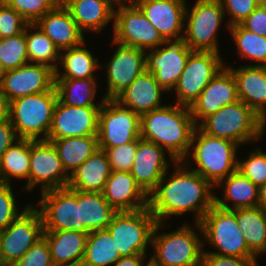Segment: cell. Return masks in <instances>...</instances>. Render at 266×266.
I'll use <instances>...</instances> for the list:
<instances>
[{
    "label": "cell",
    "mask_w": 266,
    "mask_h": 266,
    "mask_svg": "<svg viewBox=\"0 0 266 266\" xmlns=\"http://www.w3.org/2000/svg\"><path fill=\"white\" fill-rule=\"evenodd\" d=\"M175 172L169 178L166 172L148 195V208L157 222L166 223L170 216L194 212L195 223L215 204L214 186L199 173L191 170L188 159L176 161Z\"/></svg>",
    "instance_id": "cell-1"
},
{
    "label": "cell",
    "mask_w": 266,
    "mask_h": 266,
    "mask_svg": "<svg viewBox=\"0 0 266 266\" xmlns=\"http://www.w3.org/2000/svg\"><path fill=\"white\" fill-rule=\"evenodd\" d=\"M196 127L190 108L177 103L140 116V138L161 146L172 164L187 159Z\"/></svg>",
    "instance_id": "cell-2"
},
{
    "label": "cell",
    "mask_w": 266,
    "mask_h": 266,
    "mask_svg": "<svg viewBox=\"0 0 266 266\" xmlns=\"http://www.w3.org/2000/svg\"><path fill=\"white\" fill-rule=\"evenodd\" d=\"M197 127L207 135L238 145L257 142L264 133L263 119L241 100L220 108Z\"/></svg>",
    "instance_id": "cell-3"
},
{
    "label": "cell",
    "mask_w": 266,
    "mask_h": 266,
    "mask_svg": "<svg viewBox=\"0 0 266 266\" xmlns=\"http://www.w3.org/2000/svg\"><path fill=\"white\" fill-rule=\"evenodd\" d=\"M194 146V147H193ZM240 145L202 132L196 127L192 141V148L187 158H191L197 165L192 168L214 187L231 173L237 170V149Z\"/></svg>",
    "instance_id": "cell-4"
},
{
    "label": "cell",
    "mask_w": 266,
    "mask_h": 266,
    "mask_svg": "<svg viewBox=\"0 0 266 266\" xmlns=\"http://www.w3.org/2000/svg\"><path fill=\"white\" fill-rule=\"evenodd\" d=\"M164 224L157 222L154 227L151 239L154 253L149 262L154 266H200L204 244L194 228L185 223L176 231L160 234Z\"/></svg>",
    "instance_id": "cell-5"
},
{
    "label": "cell",
    "mask_w": 266,
    "mask_h": 266,
    "mask_svg": "<svg viewBox=\"0 0 266 266\" xmlns=\"http://www.w3.org/2000/svg\"><path fill=\"white\" fill-rule=\"evenodd\" d=\"M195 227L201 238L218 252L203 250V253H213L222 256L242 258H257L247 246L244 233L240 230L236 210H225L215 204L205 213L200 223Z\"/></svg>",
    "instance_id": "cell-6"
},
{
    "label": "cell",
    "mask_w": 266,
    "mask_h": 266,
    "mask_svg": "<svg viewBox=\"0 0 266 266\" xmlns=\"http://www.w3.org/2000/svg\"><path fill=\"white\" fill-rule=\"evenodd\" d=\"M57 100L54 87L52 90L27 95L10 102L9 120L19 139H47Z\"/></svg>",
    "instance_id": "cell-7"
},
{
    "label": "cell",
    "mask_w": 266,
    "mask_h": 266,
    "mask_svg": "<svg viewBox=\"0 0 266 266\" xmlns=\"http://www.w3.org/2000/svg\"><path fill=\"white\" fill-rule=\"evenodd\" d=\"M224 17L225 12L219 0H196L191 10L186 7L182 40L192 51L220 54L217 33Z\"/></svg>",
    "instance_id": "cell-8"
},
{
    "label": "cell",
    "mask_w": 266,
    "mask_h": 266,
    "mask_svg": "<svg viewBox=\"0 0 266 266\" xmlns=\"http://www.w3.org/2000/svg\"><path fill=\"white\" fill-rule=\"evenodd\" d=\"M157 221L150 209L118 212L106 228L121 257L147 254V246Z\"/></svg>",
    "instance_id": "cell-9"
},
{
    "label": "cell",
    "mask_w": 266,
    "mask_h": 266,
    "mask_svg": "<svg viewBox=\"0 0 266 266\" xmlns=\"http://www.w3.org/2000/svg\"><path fill=\"white\" fill-rule=\"evenodd\" d=\"M117 1L114 8L113 41L115 43L149 51L161 46L165 40L132 1Z\"/></svg>",
    "instance_id": "cell-10"
},
{
    "label": "cell",
    "mask_w": 266,
    "mask_h": 266,
    "mask_svg": "<svg viewBox=\"0 0 266 266\" xmlns=\"http://www.w3.org/2000/svg\"><path fill=\"white\" fill-rule=\"evenodd\" d=\"M43 221L32 204L6 229L0 231V265L12 266L43 237Z\"/></svg>",
    "instance_id": "cell-11"
},
{
    "label": "cell",
    "mask_w": 266,
    "mask_h": 266,
    "mask_svg": "<svg viewBox=\"0 0 266 266\" xmlns=\"http://www.w3.org/2000/svg\"><path fill=\"white\" fill-rule=\"evenodd\" d=\"M224 66L218 53L192 51L173 90L177 104L190 107Z\"/></svg>",
    "instance_id": "cell-12"
},
{
    "label": "cell",
    "mask_w": 266,
    "mask_h": 266,
    "mask_svg": "<svg viewBox=\"0 0 266 266\" xmlns=\"http://www.w3.org/2000/svg\"><path fill=\"white\" fill-rule=\"evenodd\" d=\"M98 147L113 148L140 138V115L115 100L103 102L99 112Z\"/></svg>",
    "instance_id": "cell-13"
},
{
    "label": "cell",
    "mask_w": 266,
    "mask_h": 266,
    "mask_svg": "<svg viewBox=\"0 0 266 266\" xmlns=\"http://www.w3.org/2000/svg\"><path fill=\"white\" fill-rule=\"evenodd\" d=\"M38 208L44 231L75 230L89 233L79 222L77 190L68 187L42 192Z\"/></svg>",
    "instance_id": "cell-14"
},
{
    "label": "cell",
    "mask_w": 266,
    "mask_h": 266,
    "mask_svg": "<svg viewBox=\"0 0 266 266\" xmlns=\"http://www.w3.org/2000/svg\"><path fill=\"white\" fill-rule=\"evenodd\" d=\"M29 192L38 184L41 193L68 186L70 176L65 171L58 151L47 140H30Z\"/></svg>",
    "instance_id": "cell-15"
},
{
    "label": "cell",
    "mask_w": 266,
    "mask_h": 266,
    "mask_svg": "<svg viewBox=\"0 0 266 266\" xmlns=\"http://www.w3.org/2000/svg\"><path fill=\"white\" fill-rule=\"evenodd\" d=\"M149 51H146V70L166 92L172 93L192 50L181 39L165 41Z\"/></svg>",
    "instance_id": "cell-16"
},
{
    "label": "cell",
    "mask_w": 266,
    "mask_h": 266,
    "mask_svg": "<svg viewBox=\"0 0 266 266\" xmlns=\"http://www.w3.org/2000/svg\"><path fill=\"white\" fill-rule=\"evenodd\" d=\"M117 49L106 64V100H115L146 70V51L127 47L112 40Z\"/></svg>",
    "instance_id": "cell-17"
},
{
    "label": "cell",
    "mask_w": 266,
    "mask_h": 266,
    "mask_svg": "<svg viewBox=\"0 0 266 266\" xmlns=\"http://www.w3.org/2000/svg\"><path fill=\"white\" fill-rule=\"evenodd\" d=\"M101 106H69L57 100L47 138L97 136Z\"/></svg>",
    "instance_id": "cell-18"
},
{
    "label": "cell",
    "mask_w": 266,
    "mask_h": 266,
    "mask_svg": "<svg viewBox=\"0 0 266 266\" xmlns=\"http://www.w3.org/2000/svg\"><path fill=\"white\" fill-rule=\"evenodd\" d=\"M1 85L11 102L52 90L55 86V70L44 64L27 63L17 69L7 70Z\"/></svg>",
    "instance_id": "cell-19"
},
{
    "label": "cell",
    "mask_w": 266,
    "mask_h": 266,
    "mask_svg": "<svg viewBox=\"0 0 266 266\" xmlns=\"http://www.w3.org/2000/svg\"><path fill=\"white\" fill-rule=\"evenodd\" d=\"M165 41L181 40L184 34L186 0H131Z\"/></svg>",
    "instance_id": "cell-20"
},
{
    "label": "cell",
    "mask_w": 266,
    "mask_h": 266,
    "mask_svg": "<svg viewBox=\"0 0 266 266\" xmlns=\"http://www.w3.org/2000/svg\"><path fill=\"white\" fill-rule=\"evenodd\" d=\"M238 100L236 79L232 71L224 66L189 108L191 116L198 126L205 118L216 113L220 108Z\"/></svg>",
    "instance_id": "cell-21"
},
{
    "label": "cell",
    "mask_w": 266,
    "mask_h": 266,
    "mask_svg": "<svg viewBox=\"0 0 266 266\" xmlns=\"http://www.w3.org/2000/svg\"><path fill=\"white\" fill-rule=\"evenodd\" d=\"M165 150L154 142L139 138L130 170L140 187L149 195L170 168Z\"/></svg>",
    "instance_id": "cell-22"
},
{
    "label": "cell",
    "mask_w": 266,
    "mask_h": 266,
    "mask_svg": "<svg viewBox=\"0 0 266 266\" xmlns=\"http://www.w3.org/2000/svg\"><path fill=\"white\" fill-rule=\"evenodd\" d=\"M102 193L118 212L148 207V194L136 182L131 172L111 170Z\"/></svg>",
    "instance_id": "cell-23"
},
{
    "label": "cell",
    "mask_w": 266,
    "mask_h": 266,
    "mask_svg": "<svg viewBox=\"0 0 266 266\" xmlns=\"http://www.w3.org/2000/svg\"><path fill=\"white\" fill-rule=\"evenodd\" d=\"M237 83L238 99L254 110L263 119L266 127V66L243 65L236 69L227 66Z\"/></svg>",
    "instance_id": "cell-24"
},
{
    "label": "cell",
    "mask_w": 266,
    "mask_h": 266,
    "mask_svg": "<svg viewBox=\"0 0 266 266\" xmlns=\"http://www.w3.org/2000/svg\"><path fill=\"white\" fill-rule=\"evenodd\" d=\"M164 92L166 93L154 78V75L145 70L115 101L122 107L130 109L141 116L165 106L161 105V95Z\"/></svg>",
    "instance_id": "cell-25"
},
{
    "label": "cell",
    "mask_w": 266,
    "mask_h": 266,
    "mask_svg": "<svg viewBox=\"0 0 266 266\" xmlns=\"http://www.w3.org/2000/svg\"><path fill=\"white\" fill-rule=\"evenodd\" d=\"M59 51L76 47L85 41L83 32L67 8L55 7L35 23Z\"/></svg>",
    "instance_id": "cell-26"
},
{
    "label": "cell",
    "mask_w": 266,
    "mask_h": 266,
    "mask_svg": "<svg viewBox=\"0 0 266 266\" xmlns=\"http://www.w3.org/2000/svg\"><path fill=\"white\" fill-rule=\"evenodd\" d=\"M88 234L75 230L44 231L53 264L81 266Z\"/></svg>",
    "instance_id": "cell-27"
},
{
    "label": "cell",
    "mask_w": 266,
    "mask_h": 266,
    "mask_svg": "<svg viewBox=\"0 0 266 266\" xmlns=\"http://www.w3.org/2000/svg\"><path fill=\"white\" fill-rule=\"evenodd\" d=\"M110 174L107 154L99 148L70 175L67 187L83 192L102 193Z\"/></svg>",
    "instance_id": "cell-28"
},
{
    "label": "cell",
    "mask_w": 266,
    "mask_h": 266,
    "mask_svg": "<svg viewBox=\"0 0 266 266\" xmlns=\"http://www.w3.org/2000/svg\"><path fill=\"white\" fill-rule=\"evenodd\" d=\"M217 186L224 188L222 199L215 195V205L219 208L236 210L258 206L259 187L237 170L221 180L215 187Z\"/></svg>",
    "instance_id": "cell-29"
},
{
    "label": "cell",
    "mask_w": 266,
    "mask_h": 266,
    "mask_svg": "<svg viewBox=\"0 0 266 266\" xmlns=\"http://www.w3.org/2000/svg\"><path fill=\"white\" fill-rule=\"evenodd\" d=\"M117 0H78L67 9L79 29L100 32L109 22L114 21Z\"/></svg>",
    "instance_id": "cell-30"
},
{
    "label": "cell",
    "mask_w": 266,
    "mask_h": 266,
    "mask_svg": "<svg viewBox=\"0 0 266 266\" xmlns=\"http://www.w3.org/2000/svg\"><path fill=\"white\" fill-rule=\"evenodd\" d=\"M77 204H79V222L88 232L106 229L118 213L101 192L77 190Z\"/></svg>",
    "instance_id": "cell-31"
},
{
    "label": "cell",
    "mask_w": 266,
    "mask_h": 266,
    "mask_svg": "<svg viewBox=\"0 0 266 266\" xmlns=\"http://www.w3.org/2000/svg\"><path fill=\"white\" fill-rule=\"evenodd\" d=\"M84 46H86L85 42L60 51L59 63L62 65L61 68L64 69V73L58 67L55 71V78H95V71L101 69L102 65L98 62V58L94 57L90 50Z\"/></svg>",
    "instance_id": "cell-32"
},
{
    "label": "cell",
    "mask_w": 266,
    "mask_h": 266,
    "mask_svg": "<svg viewBox=\"0 0 266 266\" xmlns=\"http://www.w3.org/2000/svg\"><path fill=\"white\" fill-rule=\"evenodd\" d=\"M56 147L62 165L70 176L92 156L98 147V136L47 138Z\"/></svg>",
    "instance_id": "cell-33"
},
{
    "label": "cell",
    "mask_w": 266,
    "mask_h": 266,
    "mask_svg": "<svg viewBox=\"0 0 266 266\" xmlns=\"http://www.w3.org/2000/svg\"><path fill=\"white\" fill-rule=\"evenodd\" d=\"M236 216L249 250L256 257L266 253V211L259 206L240 208Z\"/></svg>",
    "instance_id": "cell-34"
},
{
    "label": "cell",
    "mask_w": 266,
    "mask_h": 266,
    "mask_svg": "<svg viewBox=\"0 0 266 266\" xmlns=\"http://www.w3.org/2000/svg\"><path fill=\"white\" fill-rule=\"evenodd\" d=\"M98 82L96 78L70 79L55 78V89L58 100L69 106H102L105 98L99 104L94 103Z\"/></svg>",
    "instance_id": "cell-35"
},
{
    "label": "cell",
    "mask_w": 266,
    "mask_h": 266,
    "mask_svg": "<svg viewBox=\"0 0 266 266\" xmlns=\"http://www.w3.org/2000/svg\"><path fill=\"white\" fill-rule=\"evenodd\" d=\"M30 139H18L2 156L0 182L11 184V178L26 179L21 190L29 191Z\"/></svg>",
    "instance_id": "cell-36"
},
{
    "label": "cell",
    "mask_w": 266,
    "mask_h": 266,
    "mask_svg": "<svg viewBox=\"0 0 266 266\" xmlns=\"http://www.w3.org/2000/svg\"><path fill=\"white\" fill-rule=\"evenodd\" d=\"M121 258L107 229L89 232L81 266H113Z\"/></svg>",
    "instance_id": "cell-37"
},
{
    "label": "cell",
    "mask_w": 266,
    "mask_h": 266,
    "mask_svg": "<svg viewBox=\"0 0 266 266\" xmlns=\"http://www.w3.org/2000/svg\"><path fill=\"white\" fill-rule=\"evenodd\" d=\"M25 38L29 63L44 64L56 71L59 67L60 51L54 42L36 24L26 26Z\"/></svg>",
    "instance_id": "cell-38"
},
{
    "label": "cell",
    "mask_w": 266,
    "mask_h": 266,
    "mask_svg": "<svg viewBox=\"0 0 266 266\" xmlns=\"http://www.w3.org/2000/svg\"><path fill=\"white\" fill-rule=\"evenodd\" d=\"M228 31L237 47L240 58L255 61L256 66H266V37L243 28L240 24L229 27Z\"/></svg>",
    "instance_id": "cell-39"
},
{
    "label": "cell",
    "mask_w": 266,
    "mask_h": 266,
    "mask_svg": "<svg viewBox=\"0 0 266 266\" xmlns=\"http://www.w3.org/2000/svg\"><path fill=\"white\" fill-rule=\"evenodd\" d=\"M0 62L6 71L29 63L25 30L19 35L0 38Z\"/></svg>",
    "instance_id": "cell-40"
},
{
    "label": "cell",
    "mask_w": 266,
    "mask_h": 266,
    "mask_svg": "<svg viewBox=\"0 0 266 266\" xmlns=\"http://www.w3.org/2000/svg\"><path fill=\"white\" fill-rule=\"evenodd\" d=\"M246 160L237 162V171L258 187L266 183V153L261 148L251 151Z\"/></svg>",
    "instance_id": "cell-41"
},
{
    "label": "cell",
    "mask_w": 266,
    "mask_h": 266,
    "mask_svg": "<svg viewBox=\"0 0 266 266\" xmlns=\"http://www.w3.org/2000/svg\"><path fill=\"white\" fill-rule=\"evenodd\" d=\"M7 4L29 24H35L56 7V0H10Z\"/></svg>",
    "instance_id": "cell-42"
},
{
    "label": "cell",
    "mask_w": 266,
    "mask_h": 266,
    "mask_svg": "<svg viewBox=\"0 0 266 266\" xmlns=\"http://www.w3.org/2000/svg\"><path fill=\"white\" fill-rule=\"evenodd\" d=\"M11 184L0 182V231L6 229L24 210L20 211Z\"/></svg>",
    "instance_id": "cell-43"
},
{
    "label": "cell",
    "mask_w": 266,
    "mask_h": 266,
    "mask_svg": "<svg viewBox=\"0 0 266 266\" xmlns=\"http://www.w3.org/2000/svg\"><path fill=\"white\" fill-rule=\"evenodd\" d=\"M102 150L107 154L111 170L130 172L137 151V140Z\"/></svg>",
    "instance_id": "cell-44"
},
{
    "label": "cell",
    "mask_w": 266,
    "mask_h": 266,
    "mask_svg": "<svg viewBox=\"0 0 266 266\" xmlns=\"http://www.w3.org/2000/svg\"><path fill=\"white\" fill-rule=\"evenodd\" d=\"M29 23L7 3L0 4V38L22 33Z\"/></svg>",
    "instance_id": "cell-45"
},
{
    "label": "cell",
    "mask_w": 266,
    "mask_h": 266,
    "mask_svg": "<svg viewBox=\"0 0 266 266\" xmlns=\"http://www.w3.org/2000/svg\"><path fill=\"white\" fill-rule=\"evenodd\" d=\"M222 8L230 17L226 23L227 29L233 25L240 24L251 12H253L260 4L261 0H219Z\"/></svg>",
    "instance_id": "cell-46"
},
{
    "label": "cell",
    "mask_w": 266,
    "mask_h": 266,
    "mask_svg": "<svg viewBox=\"0 0 266 266\" xmlns=\"http://www.w3.org/2000/svg\"><path fill=\"white\" fill-rule=\"evenodd\" d=\"M49 245L44 237L39 239L25 254L12 266H53Z\"/></svg>",
    "instance_id": "cell-47"
},
{
    "label": "cell",
    "mask_w": 266,
    "mask_h": 266,
    "mask_svg": "<svg viewBox=\"0 0 266 266\" xmlns=\"http://www.w3.org/2000/svg\"><path fill=\"white\" fill-rule=\"evenodd\" d=\"M200 266H259L257 258H242L222 256L213 253H203Z\"/></svg>",
    "instance_id": "cell-48"
},
{
    "label": "cell",
    "mask_w": 266,
    "mask_h": 266,
    "mask_svg": "<svg viewBox=\"0 0 266 266\" xmlns=\"http://www.w3.org/2000/svg\"><path fill=\"white\" fill-rule=\"evenodd\" d=\"M240 25L257 35L266 37V4H260Z\"/></svg>",
    "instance_id": "cell-49"
},
{
    "label": "cell",
    "mask_w": 266,
    "mask_h": 266,
    "mask_svg": "<svg viewBox=\"0 0 266 266\" xmlns=\"http://www.w3.org/2000/svg\"><path fill=\"white\" fill-rule=\"evenodd\" d=\"M19 139L11 121L0 123V162L6 150Z\"/></svg>",
    "instance_id": "cell-50"
},
{
    "label": "cell",
    "mask_w": 266,
    "mask_h": 266,
    "mask_svg": "<svg viewBox=\"0 0 266 266\" xmlns=\"http://www.w3.org/2000/svg\"><path fill=\"white\" fill-rule=\"evenodd\" d=\"M146 260V254L125 256L117 260L113 266H147V264L144 263V261L146 262Z\"/></svg>",
    "instance_id": "cell-51"
},
{
    "label": "cell",
    "mask_w": 266,
    "mask_h": 266,
    "mask_svg": "<svg viewBox=\"0 0 266 266\" xmlns=\"http://www.w3.org/2000/svg\"><path fill=\"white\" fill-rule=\"evenodd\" d=\"M10 118V100L3 91L0 83V123L8 121Z\"/></svg>",
    "instance_id": "cell-52"
},
{
    "label": "cell",
    "mask_w": 266,
    "mask_h": 266,
    "mask_svg": "<svg viewBox=\"0 0 266 266\" xmlns=\"http://www.w3.org/2000/svg\"><path fill=\"white\" fill-rule=\"evenodd\" d=\"M258 206L266 211V183L259 187V203Z\"/></svg>",
    "instance_id": "cell-53"
},
{
    "label": "cell",
    "mask_w": 266,
    "mask_h": 266,
    "mask_svg": "<svg viewBox=\"0 0 266 266\" xmlns=\"http://www.w3.org/2000/svg\"><path fill=\"white\" fill-rule=\"evenodd\" d=\"M78 0H56V6L60 8H68L71 4Z\"/></svg>",
    "instance_id": "cell-54"
},
{
    "label": "cell",
    "mask_w": 266,
    "mask_h": 266,
    "mask_svg": "<svg viewBox=\"0 0 266 266\" xmlns=\"http://www.w3.org/2000/svg\"><path fill=\"white\" fill-rule=\"evenodd\" d=\"M6 70L3 68L2 63L0 62V83L3 80V76L5 75Z\"/></svg>",
    "instance_id": "cell-55"
},
{
    "label": "cell",
    "mask_w": 266,
    "mask_h": 266,
    "mask_svg": "<svg viewBox=\"0 0 266 266\" xmlns=\"http://www.w3.org/2000/svg\"><path fill=\"white\" fill-rule=\"evenodd\" d=\"M53 266H74V265H70V264H54Z\"/></svg>",
    "instance_id": "cell-56"
},
{
    "label": "cell",
    "mask_w": 266,
    "mask_h": 266,
    "mask_svg": "<svg viewBox=\"0 0 266 266\" xmlns=\"http://www.w3.org/2000/svg\"><path fill=\"white\" fill-rule=\"evenodd\" d=\"M10 0H0V4L2 3H8Z\"/></svg>",
    "instance_id": "cell-57"
},
{
    "label": "cell",
    "mask_w": 266,
    "mask_h": 266,
    "mask_svg": "<svg viewBox=\"0 0 266 266\" xmlns=\"http://www.w3.org/2000/svg\"><path fill=\"white\" fill-rule=\"evenodd\" d=\"M147 263V266H154V265H152L150 262H149V259H148V262H146Z\"/></svg>",
    "instance_id": "cell-58"
},
{
    "label": "cell",
    "mask_w": 266,
    "mask_h": 266,
    "mask_svg": "<svg viewBox=\"0 0 266 266\" xmlns=\"http://www.w3.org/2000/svg\"><path fill=\"white\" fill-rule=\"evenodd\" d=\"M261 4H266V0H261Z\"/></svg>",
    "instance_id": "cell-59"
}]
</instances>
